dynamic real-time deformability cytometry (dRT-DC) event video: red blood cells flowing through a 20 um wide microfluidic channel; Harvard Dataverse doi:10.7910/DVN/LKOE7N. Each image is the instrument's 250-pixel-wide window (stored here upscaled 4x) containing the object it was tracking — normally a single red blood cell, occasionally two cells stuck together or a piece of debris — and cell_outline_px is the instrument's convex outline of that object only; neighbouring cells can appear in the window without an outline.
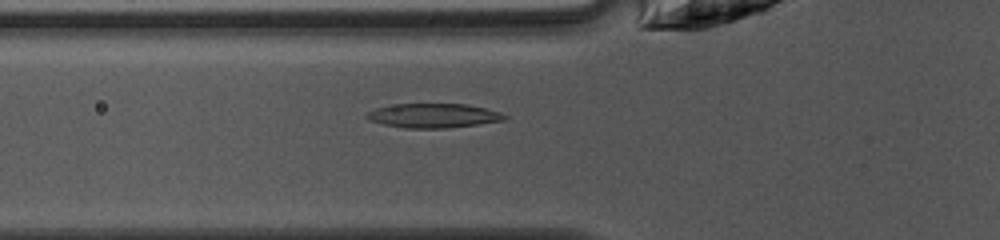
{"species": "common noctule bat (a hibernating species)", "species_latin": "Nyctalus noctula", "temperature_condition": "warm", "stored_images_in_passage": 48, "camera_frame_rate_fps": 3000, "um_per_image_px": 0.085, "animal": {"sex": "female", "body_mass_g": 10.0, "forearm_length_mm": 53.1}, "frame": {"image": 1, "passage_image": 17, "time_ms": 5.333, "image_size_px": [1000, 240], "cell_outline_px": [[508, 120], [448, 128], [404, 128], [384, 124], [368, 120], [364, 116], [368, 112], [376, 108], [396, 104], [464, 104], [484, 108], [500, 112], [508, 116]], "centroid_in_image_um": [36.85, 9.83], "position_along_channel_um": 88.9, "area_um2": 19.48}}
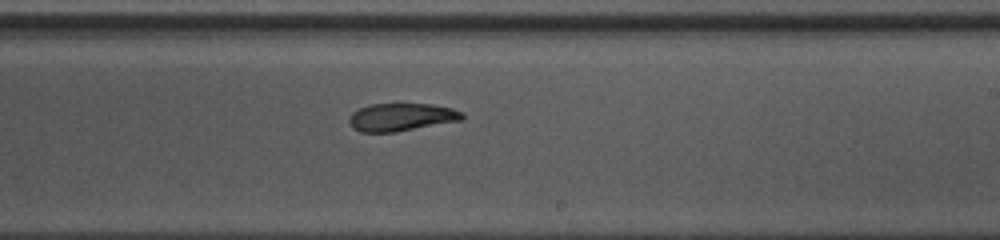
{"frame": {"image": 2, "passage_image": 29, "time_ms": 9.333, "image_size_px": [1000, 240], "cell_outline_px": [[464, 120], [396, 132], [360, 132], [352, 128], [348, 120], [352, 112], [368, 104], [432, 104], [452, 108], [464, 112]], "centroid_in_image_um": [34.13, 9.96], "position_along_channel_um": 254.9, "area_um2": 18.55}}
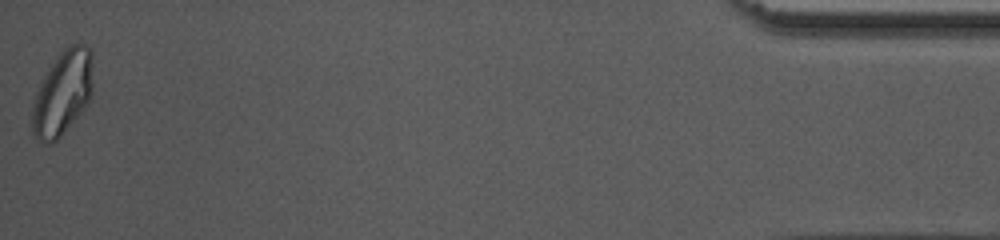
{"frame": {"image": 3, "passage_image": 48, "time_ms": 15.667, "image_size_px": [1000, 240], "cell_outline_px": [[92, 92], [84, 108], [64, 132], [52, 144], [48, 144], [36, 140], [32, 132], [28, 120], [32, 100], [48, 68], [60, 52], [64, 48], [72, 44], [84, 44], [92, 52]], "centroid_in_image_um": [5.26, 7.95], "position_along_channel_um": 429.9, "area_um2": 30.35}, "authors_computed_cell_mechanics": {"area_um2": 20.1144, "velocity_mm_per_s": 4.1334, "shape_relaxation_time_tau1_ms": 9.8572, "shape_relaxation_time_tau2_ms": 3.1971, "deformation_change_tau1": 0.2488, "deformation_change_tau2": 0.0954}}